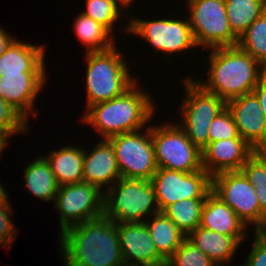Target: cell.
Returning a JSON list of instances; mask_svg holds the SVG:
<instances>
[{
    "label": "cell",
    "instance_id": "obj_1",
    "mask_svg": "<svg viewBox=\"0 0 266 266\" xmlns=\"http://www.w3.org/2000/svg\"><path fill=\"white\" fill-rule=\"evenodd\" d=\"M65 266H123L117 223L101 216L60 233Z\"/></svg>",
    "mask_w": 266,
    "mask_h": 266
},
{
    "label": "cell",
    "instance_id": "obj_2",
    "mask_svg": "<svg viewBox=\"0 0 266 266\" xmlns=\"http://www.w3.org/2000/svg\"><path fill=\"white\" fill-rule=\"evenodd\" d=\"M209 53L208 80L196 82L206 91L228 102L253 93L266 69L238 45L216 47Z\"/></svg>",
    "mask_w": 266,
    "mask_h": 266
},
{
    "label": "cell",
    "instance_id": "obj_3",
    "mask_svg": "<svg viewBox=\"0 0 266 266\" xmlns=\"http://www.w3.org/2000/svg\"><path fill=\"white\" fill-rule=\"evenodd\" d=\"M138 86V82H135L121 96L90 106L85 110L82 122L93 126V130L100 133L101 139L144 131L153 114H156V108L151 96Z\"/></svg>",
    "mask_w": 266,
    "mask_h": 266
},
{
    "label": "cell",
    "instance_id": "obj_4",
    "mask_svg": "<svg viewBox=\"0 0 266 266\" xmlns=\"http://www.w3.org/2000/svg\"><path fill=\"white\" fill-rule=\"evenodd\" d=\"M118 51L115 45L103 52H86V110L121 96L137 82L129 72L128 62Z\"/></svg>",
    "mask_w": 266,
    "mask_h": 266
},
{
    "label": "cell",
    "instance_id": "obj_5",
    "mask_svg": "<svg viewBox=\"0 0 266 266\" xmlns=\"http://www.w3.org/2000/svg\"><path fill=\"white\" fill-rule=\"evenodd\" d=\"M159 212L151 181L120 178L104 190L103 216L111 221L140 223Z\"/></svg>",
    "mask_w": 266,
    "mask_h": 266
},
{
    "label": "cell",
    "instance_id": "obj_6",
    "mask_svg": "<svg viewBox=\"0 0 266 266\" xmlns=\"http://www.w3.org/2000/svg\"><path fill=\"white\" fill-rule=\"evenodd\" d=\"M184 100L179 107L182 116L177 124L185 131L190 141L201 151L209 144V126L213 119L226 108V102L217 95L206 91L192 79L185 77Z\"/></svg>",
    "mask_w": 266,
    "mask_h": 266
},
{
    "label": "cell",
    "instance_id": "obj_7",
    "mask_svg": "<svg viewBox=\"0 0 266 266\" xmlns=\"http://www.w3.org/2000/svg\"><path fill=\"white\" fill-rule=\"evenodd\" d=\"M151 138L158 168L183 173L203 169L202 151L177 123L151 126Z\"/></svg>",
    "mask_w": 266,
    "mask_h": 266
},
{
    "label": "cell",
    "instance_id": "obj_8",
    "mask_svg": "<svg viewBox=\"0 0 266 266\" xmlns=\"http://www.w3.org/2000/svg\"><path fill=\"white\" fill-rule=\"evenodd\" d=\"M191 31L197 47L237 46L226 14L225 0H187Z\"/></svg>",
    "mask_w": 266,
    "mask_h": 266
},
{
    "label": "cell",
    "instance_id": "obj_9",
    "mask_svg": "<svg viewBox=\"0 0 266 266\" xmlns=\"http://www.w3.org/2000/svg\"><path fill=\"white\" fill-rule=\"evenodd\" d=\"M128 25L124 30L135 34L149 42L151 48L166 55L185 52L197 47L189 19L161 18L145 20L136 17L128 18Z\"/></svg>",
    "mask_w": 266,
    "mask_h": 266
},
{
    "label": "cell",
    "instance_id": "obj_10",
    "mask_svg": "<svg viewBox=\"0 0 266 266\" xmlns=\"http://www.w3.org/2000/svg\"><path fill=\"white\" fill-rule=\"evenodd\" d=\"M145 133L138 130L113 136L112 143L121 178L151 181L158 170L151 138V126Z\"/></svg>",
    "mask_w": 266,
    "mask_h": 266
},
{
    "label": "cell",
    "instance_id": "obj_11",
    "mask_svg": "<svg viewBox=\"0 0 266 266\" xmlns=\"http://www.w3.org/2000/svg\"><path fill=\"white\" fill-rule=\"evenodd\" d=\"M104 192L86 182L59 186L54 207L59 211L61 233L74 225L103 216Z\"/></svg>",
    "mask_w": 266,
    "mask_h": 266
},
{
    "label": "cell",
    "instance_id": "obj_12",
    "mask_svg": "<svg viewBox=\"0 0 266 266\" xmlns=\"http://www.w3.org/2000/svg\"><path fill=\"white\" fill-rule=\"evenodd\" d=\"M151 182L160 212L172 203L185 199L206 198L211 192V176L204 169L183 173L158 168Z\"/></svg>",
    "mask_w": 266,
    "mask_h": 266
},
{
    "label": "cell",
    "instance_id": "obj_13",
    "mask_svg": "<svg viewBox=\"0 0 266 266\" xmlns=\"http://www.w3.org/2000/svg\"><path fill=\"white\" fill-rule=\"evenodd\" d=\"M211 192L227 204L253 230L260 224V206L256 191L244 173L222 172L211 177Z\"/></svg>",
    "mask_w": 266,
    "mask_h": 266
},
{
    "label": "cell",
    "instance_id": "obj_14",
    "mask_svg": "<svg viewBox=\"0 0 266 266\" xmlns=\"http://www.w3.org/2000/svg\"><path fill=\"white\" fill-rule=\"evenodd\" d=\"M46 75V72L2 74L0 76V98L28 122L29 115L33 114L36 117L38 114V111L34 109V102L47 81Z\"/></svg>",
    "mask_w": 266,
    "mask_h": 266
},
{
    "label": "cell",
    "instance_id": "obj_15",
    "mask_svg": "<svg viewBox=\"0 0 266 266\" xmlns=\"http://www.w3.org/2000/svg\"><path fill=\"white\" fill-rule=\"evenodd\" d=\"M239 136L255 151H266V117L254 93L226 102Z\"/></svg>",
    "mask_w": 266,
    "mask_h": 266
},
{
    "label": "cell",
    "instance_id": "obj_16",
    "mask_svg": "<svg viewBox=\"0 0 266 266\" xmlns=\"http://www.w3.org/2000/svg\"><path fill=\"white\" fill-rule=\"evenodd\" d=\"M117 233L124 265L166 266L145 222L117 223Z\"/></svg>",
    "mask_w": 266,
    "mask_h": 266
},
{
    "label": "cell",
    "instance_id": "obj_17",
    "mask_svg": "<svg viewBox=\"0 0 266 266\" xmlns=\"http://www.w3.org/2000/svg\"><path fill=\"white\" fill-rule=\"evenodd\" d=\"M255 150L242 138L210 142L202 150V167L211 176L239 171Z\"/></svg>",
    "mask_w": 266,
    "mask_h": 266
},
{
    "label": "cell",
    "instance_id": "obj_18",
    "mask_svg": "<svg viewBox=\"0 0 266 266\" xmlns=\"http://www.w3.org/2000/svg\"><path fill=\"white\" fill-rule=\"evenodd\" d=\"M90 153L84 149L83 182L98 186L101 190L113 186L120 178L116 154L108 139H100Z\"/></svg>",
    "mask_w": 266,
    "mask_h": 266
},
{
    "label": "cell",
    "instance_id": "obj_19",
    "mask_svg": "<svg viewBox=\"0 0 266 266\" xmlns=\"http://www.w3.org/2000/svg\"><path fill=\"white\" fill-rule=\"evenodd\" d=\"M200 226L219 234L232 236L240 245L248 235L247 226L235 211L212 192L206 196L203 204Z\"/></svg>",
    "mask_w": 266,
    "mask_h": 266
},
{
    "label": "cell",
    "instance_id": "obj_20",
    "mask_svg": "<svg viewBox=\"0 0 266 266\" xmlns=\"http://www.w3.org/2000/svg\"><path fill=\"white\" fill-rule=\"evenodd\" d=\"M15 38L0 56V76L21 72H46L45 46Z\"/></svg>",
    "mask_w": 266,
    "mask_h": 266
},
{
    "label": "cell",
    "instance_id": "obj_21",
    "mask_svg": "<svg viewBox=\"0 0 266 266\" xmlns=\"http://www.w3.org/2000/svg\"><path fill=\"white\" fill-rule=\"evenodd\" d=\"M59 186L83 182L84 148L66 145L43 156Z\"/></svg>",
    "mask_w": 266,
    "mask_h": 266
},
{
    "label": "cell",
    "instance_id": "obj_22",
    "mask_svg": "<svg viewBox=\"0 0 266 266\" xmlns=\"http://www.w3.org/2000/svg\"><path fill=\"white\" fill-rule=\"evenodd\" d=\"M187 238L193 242L217 266L231 262L239 243L232 237L198 226Z\"/></svg>",
    "mask_w": 266,
    "mask_h": 266
},
{
    "label": "cell",
    "instance_id": "obj_23",
    "mask_svg": "<svg viewBox=\"0 0 266 266\" xmlns=\"http://www.w3.org/2000/svg\"><path fill=\"white\" fill-rule=\"evenodd\" d=\"M23 173L25 187L32 193V196L42 201L54 202L59 184L43 155L36 157L35 161L26 165Z\"/></svg>",
    "mask_w": 266,
    "mask_h": 266
},
{
    "label": "cell",
    "instance_id": "obj_24",
    "mask_svg": "<svg viewBox=\"0 0 266 266\" xmlns=\"http://www.w3.org/2000/svg\"><path fill=\"white\" fill-rule=\"evenodd\" d=\"M144 221L155 244L157 253L167 261L187 237L163 212Z\"/></svg>",
    "mask_w": 266,
    "mask_h": 266
},
{
    "label": "cell",
    "instance_id": "obj_25",
    "mask_svg": "<svg viewBox=\"0 0 266 266\" xmlns=\"http://www.w3.org/2000/svg\"><path fill=\"white\" fill-rule=\"evenodd\" d=\"M73 25L78 41L86 46L85 52H103L116 45L113 34L105 26L83 13L76 17Z\"/></svg>",
    "mask_w": 266,
    "mask_h": 266
},
{
    "label": "cell",
    "instance_id": "obj_26",
    "mask_svg": "<svg viewBox=\"0 0 266 266\" xmlns=\"http://www.w3.org/2000/svg\"><path fill=\"white\" fill-rule=\"evenodd\" d=\"M230 28L239 38L266 11V0H225Z\"/></svg>",
    "mask_w": 266,
    "mask_h": 266
},
{
    "label": "cell",
    "instance_id": "obj_27",
    "mask_svg": "<svg viewBox=\"0 0 266 266\" xmlns=\"http://www.w3.org/2000/svg\"><path fill=\"white\" fill-rule=\"evenodd\" d=\"M206 198L185 199L172 203L162 212L188 236L201 222V210Z\"/></svg>",
    "mask_w": 266,
    "mask_h": 266
},
{
    "label": "cell",
    "instance_id": "obj_28",
    "mask_svg": "<svg viewBox=\"0 0 266 266\" xmlns=\"http://www.w3.org/2000/svg\"><path fill=\"white\" fill-rule=\"evenodd\" d=\"M238 46L266 69V11L239 37Z\"/></svg>",
    "mask_w": 266,
    "mask_h": 266
},
{
    "label": "cell",
    "instance_id": "obj_29",
    "mask_svg": "<svg viewBox=\"0 0 266 266\" xmlns=\"http://www.w3.org/2000/svg\"><path fill=\"white\" fill-rule=\"evenodd\" d=\"M86 9L83 14L105 26L112 34L114 24L125 14L123 8H127L120 0H85Z\"/></svg>",
    "mask_w": 266,
    "mask_h": 266
},
{
    "label": "cell",
    "instance_id": "obj_30",
    "mask_svg": "<svg viewBox=\"0 0 266 266\" xmlns=\"http://www.w3.org/2000/svg\"><path fill=\"white\" fill-rule=\"evenodd\" d=\"M166 266H217L187 237L166 261Z\"/></svg>",
    "mask_w": 266,
    "mask_h": 266
},
{
    "label": "cell",
    "instance_id": "obj_31",
    "mask_svg": "<svg viewBox=\"0 0 266 266\" xmlns=\"http://www.w3.org/2000/svg\"><path fill=\"white\" fill-rule=\"evenodd\" d=\"M241 138L230 111L223 109L209 126V143L218 140Z\"/></svg>",
    "mask_w": 266,
    "mask_h": 266
},
{
    "label": "cell",
    "instance_id": "obj_32",
    "mask_svg": "<svg viewBox=\"0 0 266 266\" xmlns=\"http://www.w3.org/2000/svg\"><path fill=\"white\" fill-rule=\"evenodd\" d=\"M28 122L5 100L0 98V129L10 138L15 134L26 133Z\"/></svg>",
    "mask_w": 266,
    "mask_h": 266
},
{
    "label": "cell",
    "instance_id": "obj_33",
    "mask_svg": "<svg viewBox=\"0 0 266 266\" xmlns=\"http://www.w3.org/2000/svg\"><path fill=\"white\" fill-rule=\"evenodd\" d=\"M253 187L266 186V151H255L241 168Z\"/></svg>",
    "mask_w": 266,
    "mask_h": 266
},
{
    "label": "cell",
    "instance_id": "obj_34",
    "mask_svg": "<svg viewBox=\"0 0 266 266\" xmlns=\"http://www.w3.org/2000/svg\"><path fill=\"white\" fill-rule=\"evenodd\" d=\"M9 198L0 201V246L7 249L10 248L18 233L13 221L9 217L13 208L10 206ZM9 244V245H8Z\"/></svg>",
    "mask_w": 266,
    "mask_h": 266
},
{
    "label": "cell",
    "instance_id": "obj_35",
    "mask_svg": "<svg viewBox=\"0 0 266 266\" xmlns=\"http://www.w3.org/2000/svg\"><path fill=\"white\" fill-rule=\"evenodd\" d=\"M253 235L252 248L242 266H266V241Z\"/></svg>",
    "mask_w": 266,
    "mask_h": 266
},
{
    "label": "cell",
    "instance_id": "obj_36",
    "mask_svg": "<svg viewBox=\"0 0 266 266\" xmlns=\"http://www.w3.org/2000/svg\"><path fill=\"white\" fill-rule=\"evenodd\" d=\"M262 107V112L266 117V72L260 78V81L253 90Z\"/></svg>",
    "mask_w": 266,
    "mask_h": 266
},
{
    "label": "cell",
    "instance_id": "obj_37",
    "mask_svg": "<svg viewBox=\"0 0 266 266\" xmlns=\"http://www.w3.org/2000/svg\"><path fill=\"white\" fill-rule=\"evenodd\" d=\"M256 191L257 200L260 206V223L263 214L266 212V186L264 187H254Z\"/></svg>",
    "mask_w": 266,
    "mask_h": 266
},
{
    "label": "cell",
    "instance_id": "obj_38",
    "mask_svg": "<svg viewBox=\"0 0 266 266\" xmlns=\"http://www.w3.org/2000/svg\"><path fill=\"white\" fill-rule=\"evenodd\" d=\"M13 36L7 33L0 25V56L6 51V48L14 40Z\"/></svg>",
    "mask_w": 266,
    "mask_h": 266
},
{
    "label": "cell",
    "instance_id": "obj_39",
    "mask_svg": "<svg viewBox=\"0 0 266 266\" xmlns=\"http://www.w3.org/2000/svg\"><path fill=\"white\" fill-rule=\"evenodd\" d=\"M253 231L255 235L266 241V212L263 214L261 223Z\"/></svg>",
    "mask_w": 266,
    "mask_h": 266
},
{
    "label": "cell",
    "instance_id": "obj_40",
    "mask_svg": "<svg viewBox=\"0 0 266 266\" xmlns=\"http://www.w3.org/2000/svg\"><path fill=\"white\" fill-rule=\"evenodd\" d=\"M8 139L10 138L0 129V155L3 153L2 151L6 149L5 147L9 145Z\"/></svg>",
    "mask_w": 266,
    "mask_h": 266
},
{
    "label": "cell",
    "instance_id": "obj_41",
    "mask_svg": "<svg viewBox=\"0 0 266 266\" xmlns=\"http://www.w3.org/2000/svg\"><path fill=\"white\" fill-rule=\"evenodd\" d=\"M5 187H3V185H1L0 182V201L5 200L8 196H7V192L4 189Z\"/></svg>",
    "mask_w": 266,
    "mask_h": 266
},
{
    "label": "cell",
    "instance_id": "obj_42",
    "mask_svg": "<svg viewBox=\"0 0 266 266\" xmlns=\"http://www.w3.org/2000/svg\"><path fill=\"white\" fill-rule=\"evenodd\" d=\"M126 7H129L135 0H120Z\"/></svg>",
    "mask_w": 266,
    "mask_h": 266
}]
</instances>
